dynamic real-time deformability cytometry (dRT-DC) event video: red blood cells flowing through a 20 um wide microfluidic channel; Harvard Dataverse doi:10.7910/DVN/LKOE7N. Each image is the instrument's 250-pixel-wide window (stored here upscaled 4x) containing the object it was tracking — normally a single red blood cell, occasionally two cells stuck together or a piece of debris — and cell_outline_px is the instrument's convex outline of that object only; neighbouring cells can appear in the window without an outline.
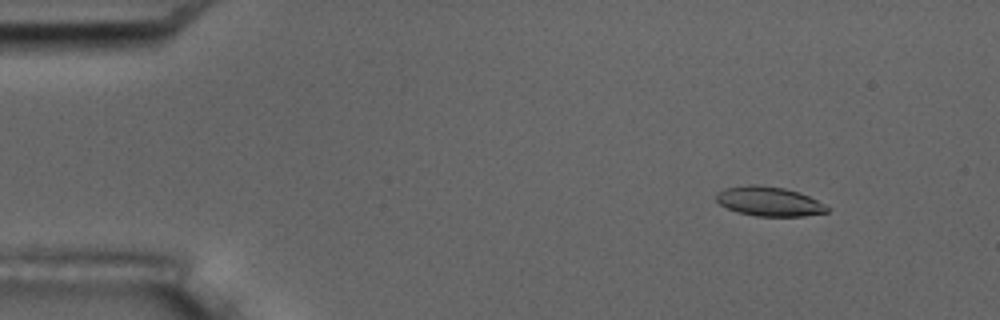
{"species": "common noctule bat (a hibernating species)", "species_latin": "Nyctalus noctula", "temperature_condition": "room temperature", "stored_images_in_passage": 6, "camera_frame_rate_fps": 3000, "um_per_image_px": 0.085, "animal": {"sex": "male", "body_mass_g": 17.5, "forearm_length_mm": 52.3}, "frame": {"image": 1, "passage_image": 2, "time_ms": 1.0, "image_size_px": [1000, 320], "cell_outline_px": [[832, 208], [828, 212], [804, 216], [756, 216], [736, 212], [720, 204], [716, 200], [716, 196], [724, 188], [748, 184], [756, 184], [784, 188], [808, 196]], "centroid_in_image_um": [65.38, 17.12], "position_along_channel_um": 19.6, "area_um2": 18.96}}
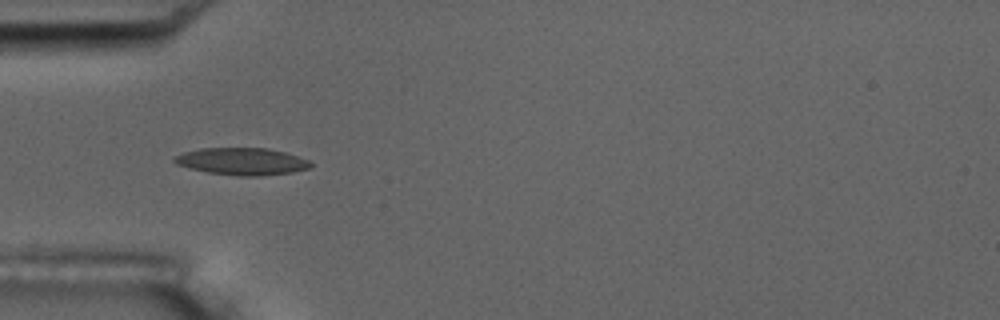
{"frame": {"image": 2, "passage_image": 5, "time_ms": 4.667, "image_size_px": [1000, 320], "cell_outline_px": [[312, 168], [292, 172], [260, 176], [240, 176], [208, 172], [188, 168], [176, 164], [172, 160], [172, 156], [184, 152], [200, 148], [268, 148], [284, 152], [308, 160], [312, 164]], "centroid_in_image_um": [20.53, 13.72], "position_along_channel_um": 64.5, "area_um2": 21.62}}